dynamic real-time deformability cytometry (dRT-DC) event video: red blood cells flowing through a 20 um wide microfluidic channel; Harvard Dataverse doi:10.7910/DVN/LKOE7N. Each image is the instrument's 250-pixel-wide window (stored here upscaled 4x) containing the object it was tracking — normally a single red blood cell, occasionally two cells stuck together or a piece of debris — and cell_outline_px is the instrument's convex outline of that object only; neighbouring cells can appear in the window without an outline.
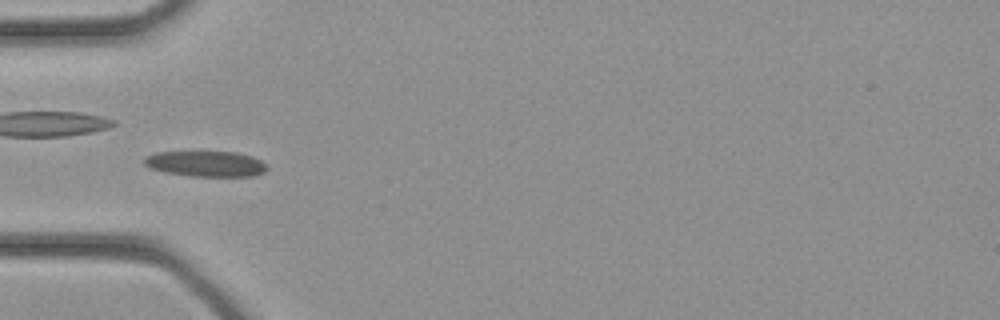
{"species": "common noctule bat (a hibernating species)", "species_latin": "Nyctalus noctula", "temperature_condition": "cold", "stored_images_in_passage": 31, "camera_frame_rate_fps": 3000, "um_per_image_px": 0.085, "animal": {"sex": "female", "body_mass_g": 21.9}, "frame": {"image": 1, "passage_image": 7, "time_ms": 2.0, "image_size_px": [1000, 320], "cell_outline_px": [[268, 168], [264, 172], [252, 176], [188, 176], [164, 172], [148, 168], [144, 164], [144, 156], [156, 152], [236, 152], [252, 156], [268, 164]], "centroid_in_image_um": [17.48, 13.92], "position_along_channel_um": 67.5, "area_um2": 18.5}}
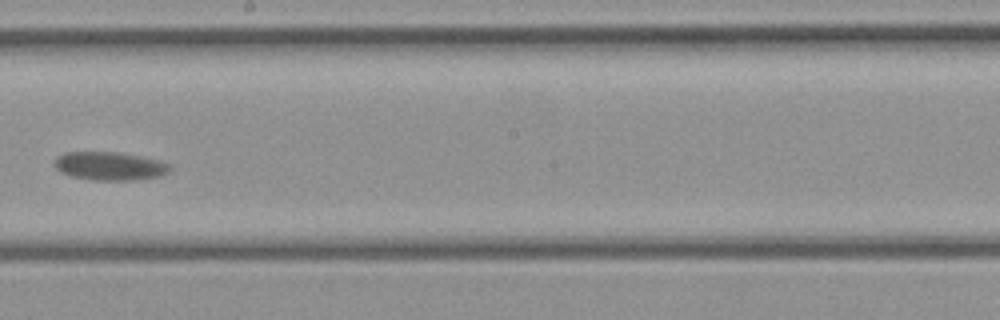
{"frame": {"image": 2, "passage_image": 16, "time_ms": 5.0, "image_size_px": [1000, 320], "cell_outline_px": [[172, 168], [168, 172], [160, 176], [140, 180], [92, 180], [72, 176], [60, 172], [52, 164], [56, 156], [64, 152], [116, 152], [140, 156], [160, 160], [172, 164]], "centroid_in_image_um": [9.34, 14.11], "position_along_channel_um": 238.9, "area_um2": 19.42}}
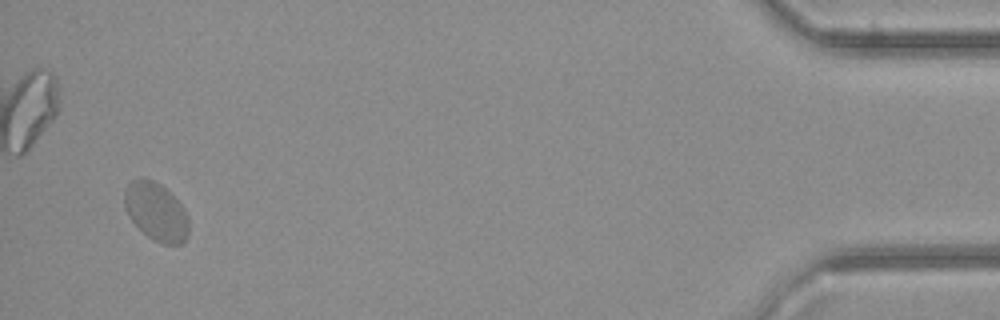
{"frame": {"image": 3, "passage_image": 30, "time_ms": 9.667, "image_size_px": [1000, 320], "cell_outline_px": [[188, 236], [180, 244], [164, 244], [148, 236], [128, 216], [124, 204], [124, 192], [128, 184], [132, 180], [140, 176], [144, 176], [160, 184], [184, 208], [188, 216]], "centroid_in_image_um": [13.25, 17.96], "position_along_channel_um": 421.9, "area_um2": 21.56}}